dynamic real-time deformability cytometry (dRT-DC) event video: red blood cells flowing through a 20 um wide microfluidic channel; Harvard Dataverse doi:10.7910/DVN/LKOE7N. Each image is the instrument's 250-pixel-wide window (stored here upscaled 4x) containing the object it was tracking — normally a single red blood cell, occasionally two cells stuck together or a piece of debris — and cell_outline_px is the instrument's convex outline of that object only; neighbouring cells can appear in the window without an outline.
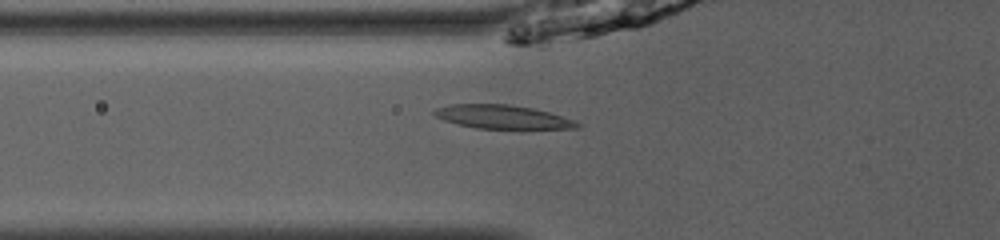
{"species": "common noctule bat (a hibernating species)", "species_latin": "Nyctalus noctula", "temperature_condition": "room temperature", "stored_images_in_passage": 48, "camera_frame_rate_fps": 3000, "um_per_image_px": 0.085, "animal": {"sex": "male", "body_mass_g": 13.0, "forearm_length_mm": 53.1}, "frame": {"image": 1, "passage_image": 17, "time_ms": 5.333, "image_size_px": [1000, 240], "cell_outline_px": [[580, 128], [476, 128], [444, 120], [436, 116], [432, 112], [436, 108], [452, 104], [508, 104], [532, 108], [548, 112], [572, 120], [580, 124]], "centroid_in_image_um": [42.67, 9.92], "position_along_channel_um": 83.1, "area_um2": 19.19}}
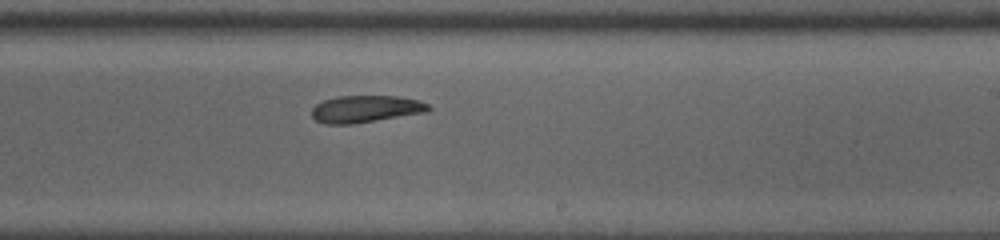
{"frame": {"image": 2, "passage_image": 30, "time_ms": 9.667, "image_size_px": [1000, 240], "cell_outline_px": [[432, 108], [428, 112], [352, 124], [324, 124], [316, 120], [312, 116], [312, 108], [316, 104], [324, 100], [336, 96], [396, 96], [420, 100], [428, 104]], "centroid_in_image_um": [31.09, 9.26], "position_along_channel_um": 257.9, "area_um2": 18.5}}
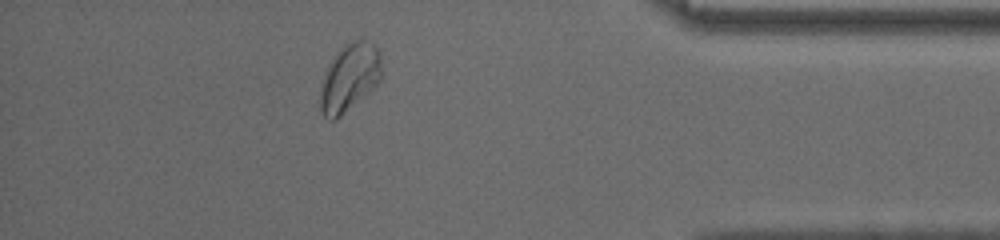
{"frame": {"image": 3, "passage_image": 43, "time_ms": 14.0, "image_size_px": [1000, 240], "cell_outline_px": [[380, 80], [368, 92], [336, 120], [328, 120], [320, 112], [320, 92], [328, 64], [336, 52], [340, 48], [352, 40], [364, 40], [376, 44], [380, 52]], "centroid_in_image_um": [29.69, 6.58], "position_along_channel_um": 405.5, "area_um2": 23.99}, "authors_computed_cell_mechanics": {"area_um2": 20.0566, "velocity_mm_per_s": 4.0195, "shape_relaxation_time_tau1_ms": 3.2904, "shape_relaxation_time_tau2_ms": 5.5779, "deformation_change_tau1": 0.1104, "deformation_change_tau2": 0.1012}}